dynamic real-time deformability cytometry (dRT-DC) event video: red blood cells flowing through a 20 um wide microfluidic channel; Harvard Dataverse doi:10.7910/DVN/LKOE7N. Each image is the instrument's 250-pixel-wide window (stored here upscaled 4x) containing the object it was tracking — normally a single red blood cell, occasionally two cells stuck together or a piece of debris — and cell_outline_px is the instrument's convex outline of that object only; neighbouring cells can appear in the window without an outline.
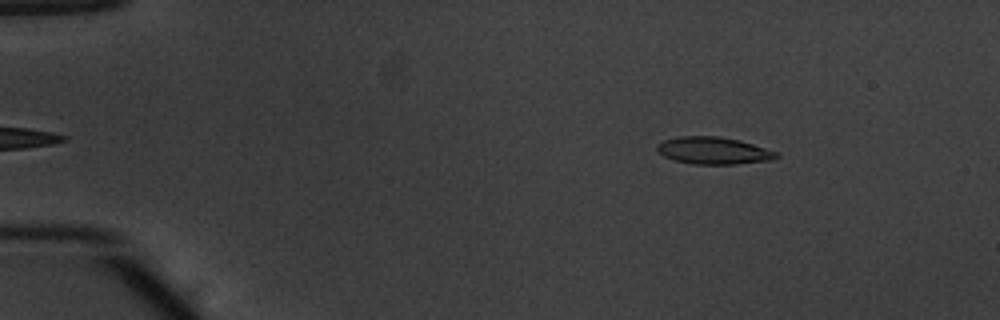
{"species": "common noctule bat (a hibernating species)", "species_latin": "Nyctalus noctula", "temperature_condition": "warm", "stored_images_in_passage": 49, "camera_frame_rate_fps": 3000, "um_per_image_px": 0.085, "animal": {"sex": "male", "body_mass_g": 20.1, "forearm_length_mm": 53.5}, "frame": {"image": 1, "passage_image": 4, "time_ms": 1.0, "image_size_px": [1000, 320], "cell_outline_px": [[780, 156], [772, 160], [736, 164], [692, 164], [672, 160], [656, 152], [656, 144], [664, 140], [676, 136], [720, 136], [740, 140], [780, 152]], "centroid_in_image_um": [60.64, 12.8], "position_along_channel_um": 24.4, "area_um2": 19.31}}
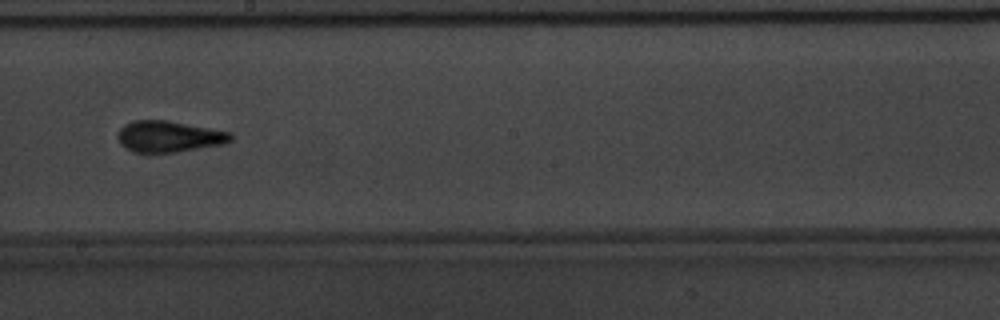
{"frame": {"image": 2, "passage_image": 27, "time_ms": 8.667, "image_size_px": [1000, 320], "cell_outline_px": [[232, 140], [224, 144], [176, 152], [136, 152], [120, 144], [116, 136], [120, 128], [124, 124], [132, 120], [168, 120], [232, 132]], "centroid_in_image_um": [14.36, 11.59], "position_along_channel_um": 233.8, "area_um2": 20.63}}
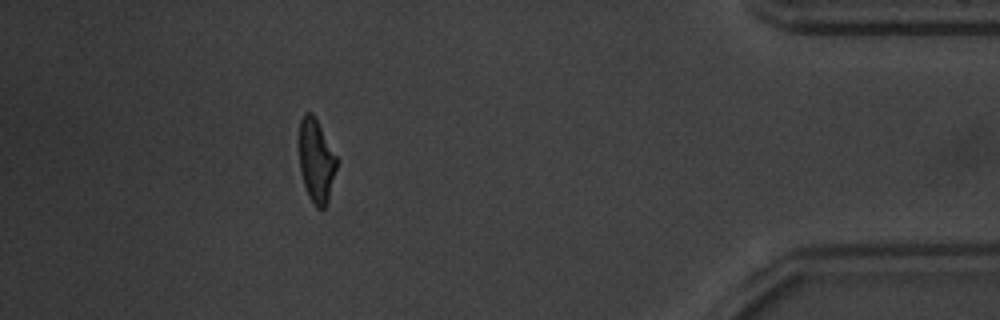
{"frame": {"image": 3, "passage_image": 44, "time_ms": 14.333, "image_size_px": [1000, 320], "cell_outline_px": [[340, 160], [328, 200], [324, 208], [316, 208], [308, 196], [304, 184], [300, 168], [300, 120], [304, 112], [312, 112]], "centroid_in_image_um": [26.92, 13.66], "position_along_channel_um": 408.3, "area_um2": 18.44}, "authors_computed_cell_mechanics": {"area_um2": 19.1896, "velocity_mm_per_s": 3.8582, "shape_relaxation_time_tau1_ms": 3.4344, "shape_relaxation_time_tau2_ms": 1.8537, "deformation_change_tau1": 0.1863, "deformation_change_tau2": 0.1039}}